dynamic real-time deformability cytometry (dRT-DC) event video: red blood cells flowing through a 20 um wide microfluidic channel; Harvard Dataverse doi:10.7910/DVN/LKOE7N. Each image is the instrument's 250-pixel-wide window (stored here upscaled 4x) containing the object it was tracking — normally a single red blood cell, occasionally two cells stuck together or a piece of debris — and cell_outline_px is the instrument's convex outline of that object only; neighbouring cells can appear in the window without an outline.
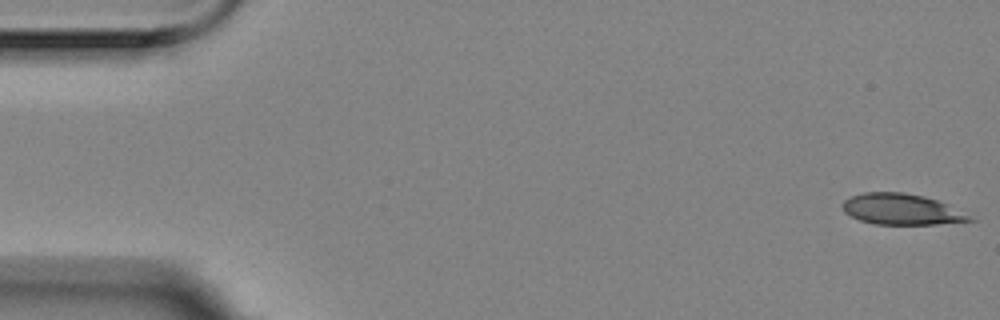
{"species": "Egyptian fruit bat (a non-hibernating species)", "species_latin": "Rousettus aegyptiacus", "temperature_condition": "room temperature", "stored_images_in_passage": 5, "segment_of_instrument_passage": [2, 2], "camera_frame_rate_fps": 3000, "um_per_image_px": 0.085, "animal": {"sex": "female"}, "frame": {"image": 1, "passage_image": 5, "time_ms": 1.333, "image_size_px": [1000, 320], "cell_outline_px": [[976, 220], [936, 224], [876, 224], [860, 220], [844, 212], [840, 204], [844, 200], [852, 196], [864, 192], [904, 192], [924, 196], [948, 204]], "centroid_in_image_um": [76.58, 17.78], "position_along_channel_um": 8.4, "area_um2": 22.72}}